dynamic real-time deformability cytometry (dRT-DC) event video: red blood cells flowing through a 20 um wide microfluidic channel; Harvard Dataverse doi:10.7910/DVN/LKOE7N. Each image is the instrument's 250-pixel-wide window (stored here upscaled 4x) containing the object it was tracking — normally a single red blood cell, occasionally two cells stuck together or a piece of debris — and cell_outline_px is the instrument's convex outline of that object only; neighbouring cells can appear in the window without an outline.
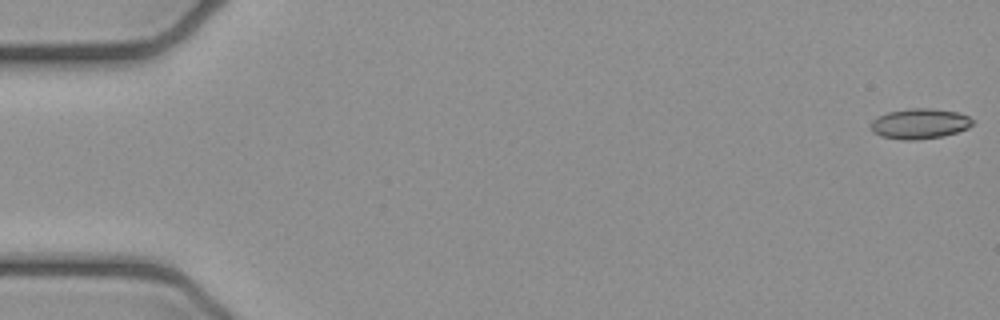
{"species": "common noctule bat (a hibernating species)", "species_latin": "Nyctalus noctula", "temperature_condition": "cold", "stored_images_in_passage": 5, "camera_frame_rate_fps": 3000, "um_per_image_px": 0.085, "animal": {"sex": "female", "body_mass_g": 21.9}, "frame": {"image": 1, "passage_image": 1, "time_ms": 0.0, "image_size_px": [1000, 320], "cell_outline_px": [[976, 120], [968, 128], [944, 136], [916, 140], [900, 140], [880, 136], [872, 132], [872, 120], [888, 112], [908, 108], [932, 108], [960, 112]], "centroid_in_image_um": [78.21, 10.51], "position_along_channel_um": 6.8, "area_um2": 18.15}}
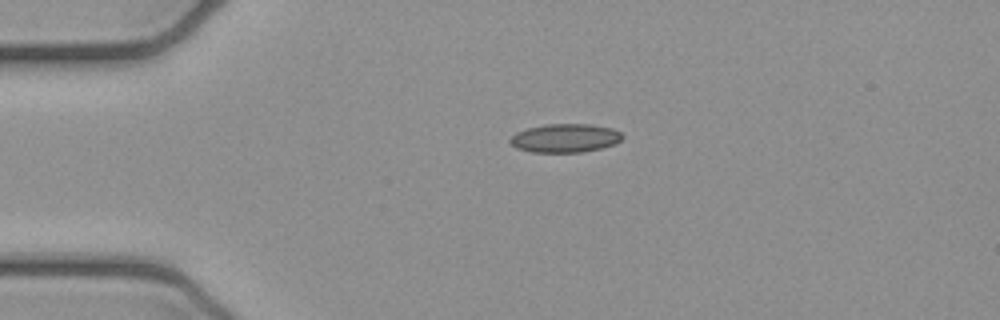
{"frame": {"image": 2, "passage_image": 4, "time_ms": 1.0, "image_size_px": [1000, 320], "cell_outline_px": [[624, 136], [616, 144], [600, 148], [580, 152], [532, 152], [516, 148], [508, 140], [516, 132], [528, 128], [544, 124], [588, 124], [612, 128], [620, 132]], "centroid_in_image_um": [48.03, 11.73], "position_along_channel_um": 37.0, "area_um2": 18.67}}